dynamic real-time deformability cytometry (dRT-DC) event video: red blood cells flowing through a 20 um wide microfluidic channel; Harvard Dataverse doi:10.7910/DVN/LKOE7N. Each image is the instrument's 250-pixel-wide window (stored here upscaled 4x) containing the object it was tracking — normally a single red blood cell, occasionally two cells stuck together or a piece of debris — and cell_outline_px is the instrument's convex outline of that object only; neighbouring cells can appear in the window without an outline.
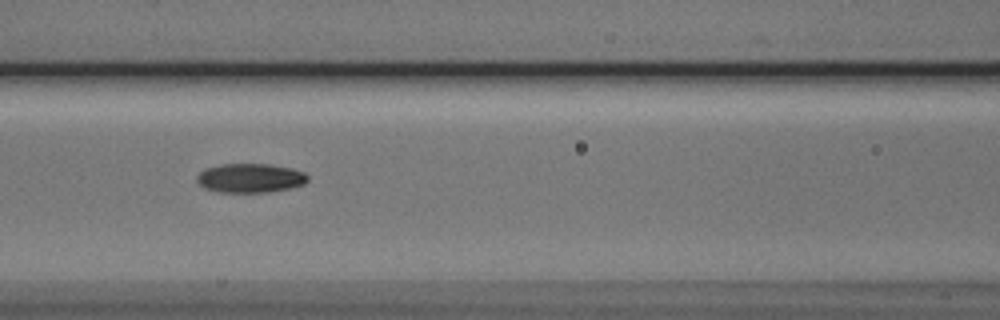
{"species": "Egyptian fruit bat (a non-hibernating species)", "species_latin": "Rousettus aegyptiacus", "temperature_condition": "cold", "stored_images_in_passage": 5, "camera_frame_rate_fps": 3000, "um_per_image_px": 0.085, "animal": {"sex": "male"}, "frame": {"image": 1, "passage_image": 3, "time_ms": 2.0, "image_size_px": [1000, 320], "cell_outline_px": [[308, 180], [304, 184], [292, 188], [268, 192], [216, 192], [204, 188], [196, 180], [196, 176], [204, 168], [220, 164], [268, 164], [292, 168], [304, 172], [308, 176]], "centroid_in_image_um": [21.26, 15.13], "position_along_channel_um": 145.3, "area_um2": 19.02}}
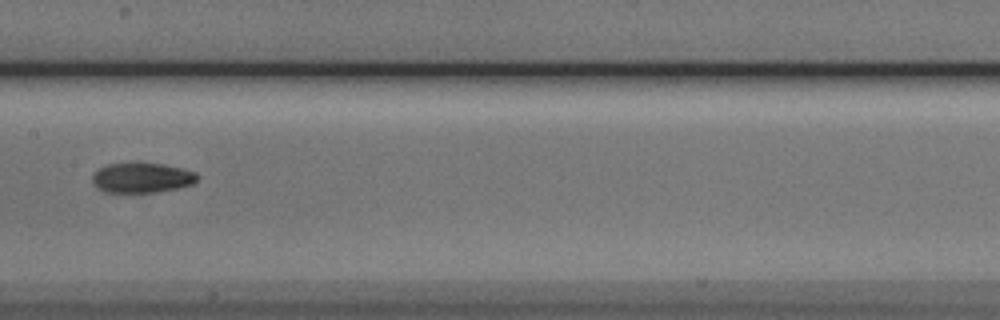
{"frame": {"image": 2, "passage_image": 4, "time_ms": 3.333, "image_size_px": [1000, 320], "cell_outline_px": [[196, 180], [192, 184], [176, 188], [156, 192], [104, 192], [96, 188], [92, 180], [92, 176], [100, 168], [108, 164], [136, 160], [164, 164], [196, 172]], "centroid_in_image_um": [12.01, 15.07], "position_along_channel_um": 195.4, "area_um2": 18.73}}
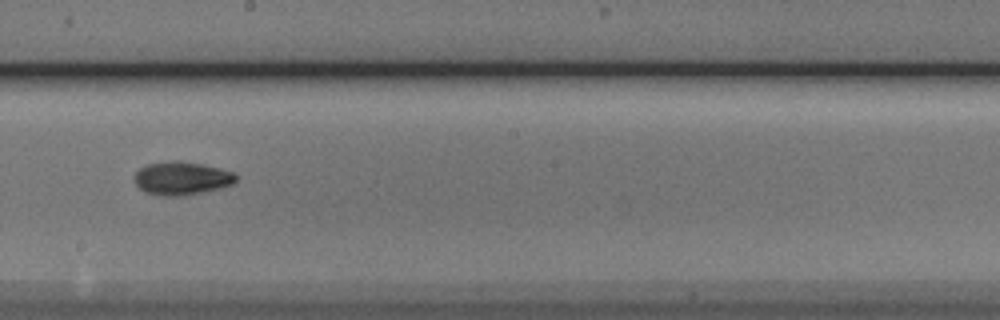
{"frame": {"image": 3, "passage_image": 5, "time_ms": 4.333, "image_size_px": [1000, 320], "cell_outline_px": [[236, 180], [232, 184], [200, 192], [180, 196], [164, 196], [144, 192], [136, 184], [136, 172], [140, 168], [148, 164], [172, 160], [180, 160], [200, 164], [232, 172], [236, 176]], "centroid_in_image_um": [15.4, 15.15], "position_along_channel_um": 232.8, "area_um2": 19.19}}